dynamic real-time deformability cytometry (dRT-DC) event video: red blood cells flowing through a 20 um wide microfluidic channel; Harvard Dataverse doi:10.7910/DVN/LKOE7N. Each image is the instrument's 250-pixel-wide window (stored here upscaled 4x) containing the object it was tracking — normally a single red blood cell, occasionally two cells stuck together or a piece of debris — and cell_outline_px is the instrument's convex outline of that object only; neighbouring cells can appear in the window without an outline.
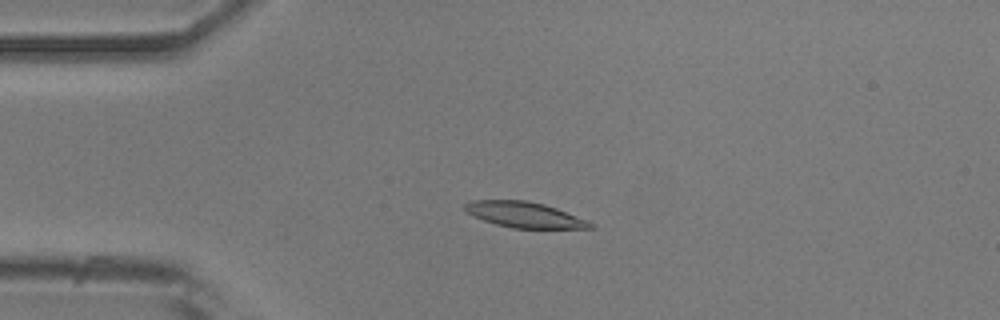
{"species": "common noctule bat (a hibernating species)", "species_latin": "Nyctalus noctula", "temperature_condition": "room temperature", "stored_images_in_passage": 9, "camera_frame_rate_fps": 3000, "um_per_image_px": 0.085, "animal": {"sex": "male", "body_mass_g": 20.5, "forearm_length_mm": 52.5}, "frame": {"image": 1, "passage_image": 1, "time_ms": 0.0, "image_size_px": [1000, 320], "cell_outline_px": [[596, 228], [512, 228], [496, 224], [472, 216], [464, 208], [464, 204], [472, 200], [528, 200], [544, 204], [556, 208], [588, 220], [596, 224]], "centroid_in_image_um": [44.61, 18.25], "position_along_channel_um": 40.4, "area_um2": 18.79}}
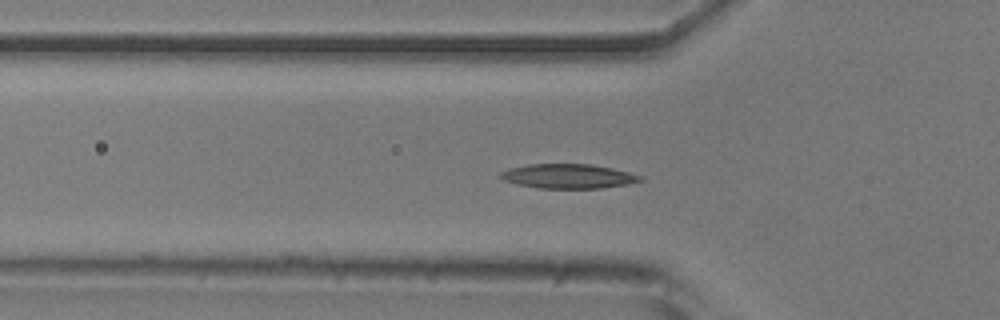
{"frame": {"image": 2, "passage_image": 6, "time_ms": 1.667, "image_size_px": [1000, 320], "cell_outline_px": [[644, 180], [628, 184], [600, 188], [540, 188], [520, 184], [504, 180], [496, 176], [500, 172], [512, 168], [528, 164], [592, 164], [612, 168], [628, 172], [640, 176]], "centroid_in_image_um": [48.29, 14.97], "position_along_channel_um": 77.5, "area_um2": 19.71}}
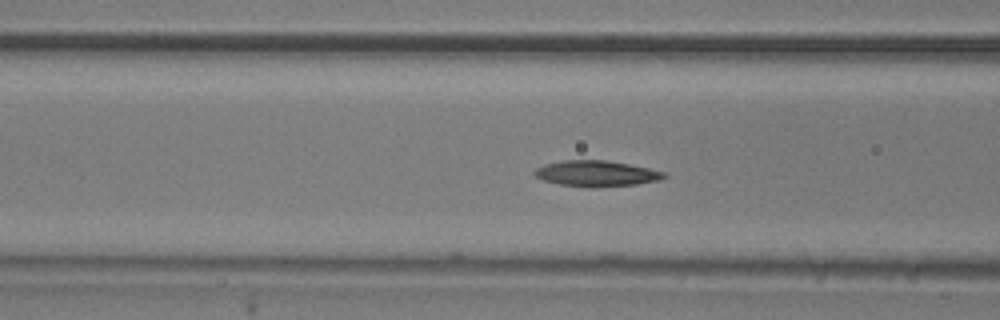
{"frame": {"image": 3, "passage_image": 9, "time_ms": 2.667, "image_size_px": [1000, 320], "cell_outline_px": [[668, 176], [660, 180], [636, 184], [592, 188], [588, 188], [560, 184], [544, 180], [536, 176], [532, 172], [536, 168], [544, 164], [564, 160], [604, 160], [628, 164], [648, 168], [664, 172]], "centroid_in_image_um": [50.68, 14.75], "position_along_channel_um": 115.9, "area_um2": 19.48}}